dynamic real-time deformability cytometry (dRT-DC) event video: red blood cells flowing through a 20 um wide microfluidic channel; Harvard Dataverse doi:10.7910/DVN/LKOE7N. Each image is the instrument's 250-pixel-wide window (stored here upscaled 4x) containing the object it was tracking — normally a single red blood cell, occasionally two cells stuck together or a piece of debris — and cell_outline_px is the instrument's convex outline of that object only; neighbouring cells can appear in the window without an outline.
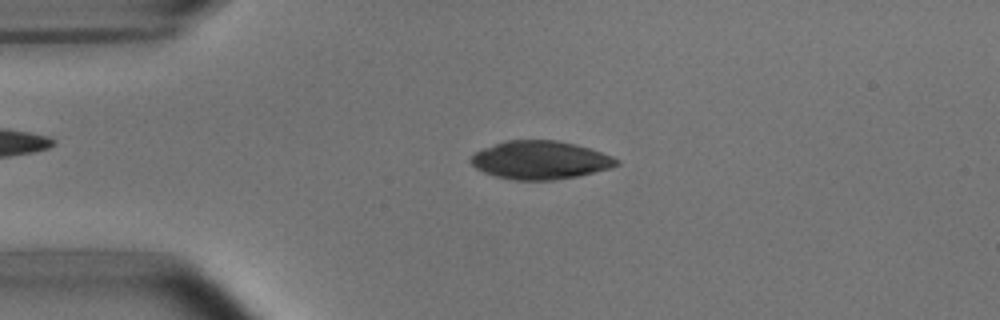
{"species": "common noctule bat (a hibernating species)", "species_latin": "Nyctalus noctula", "temperature_condition": "room temperature", "stored_images_in_passage": 8, "camera_frame_rate_fps": 3000, "um_per_image_px": 0.085, "animal": {"sex": "male", "body_mass_g": 15.6}, "frame": {"image": 1, "passage_image": 3, "time_ms": 2.333, "image_size_px": [1000, 320], "cell_outline_px": [[620, 164], [612, 168], [576, 176], [552, 180], [516, 180], [496, 176], [484, 172], [476, 168], [468, 160], [476, 152], [484, 148], [504, 140], [556, 140], [576, 144], [612, 156], [620, 160]], "centroid_in_image_um": [45.93, 13.6], "position_along_channel_um": 39.1, "area_um2": 32.37}}